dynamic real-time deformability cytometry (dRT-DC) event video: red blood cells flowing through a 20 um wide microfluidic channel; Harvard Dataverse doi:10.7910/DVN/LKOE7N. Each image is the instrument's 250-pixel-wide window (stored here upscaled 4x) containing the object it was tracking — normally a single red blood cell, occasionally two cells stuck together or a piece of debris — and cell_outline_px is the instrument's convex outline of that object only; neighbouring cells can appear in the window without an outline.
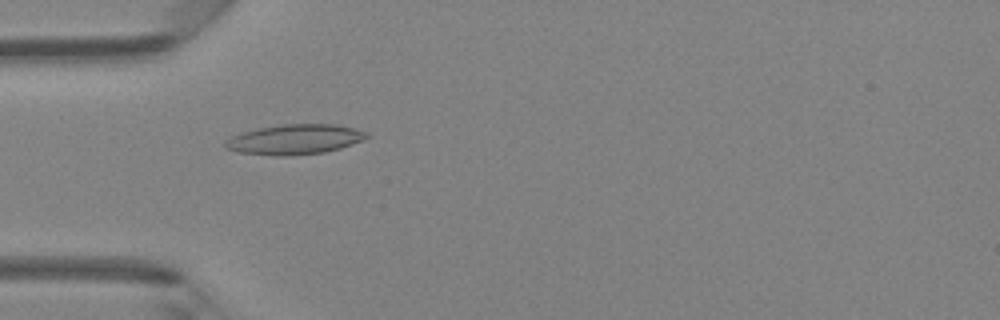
{"species": "Egyptian fruit bat (a non-hibernating species)", "species_latin": "Rousettus aegyptiacus", "temperature_condition": "room temperature", "stored_images_in_passage": 40, "camera_frame_rate_fps": 3000, "um_per_image_px": 0.085, "animal": {"sex": "female"}, "frame": {"image": 1, "passage_image": 8, "time_ms": 2.333, "image_size_px": [1000, 320], "cell_outline_px": [[368, 136], [364, 140], [340, 148], [324, 152], [288, 156], [276, 156], [240, 152], [224, 148], [224, 140], [240, 132], [280, 124], [336, 124], [368, 132]], "centroid_in_image_um": [25.03, 11.85], "position_along_channel_um": 60.0, "area_um2": 24.8}}
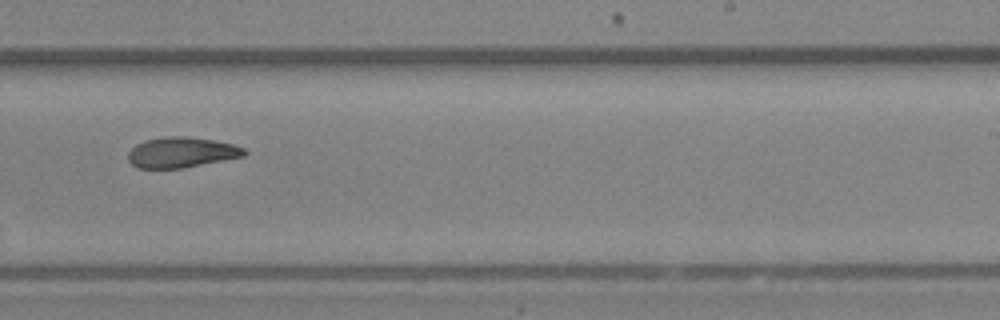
{"frame": {"image": 2, "passage_image": 23, "time_ms": 7.333, "image_size_px": [1000, 320], "cell_outline_px": [[248, 152], [244, 156], [184, 168], [136, 168], [128, 160], [128, 152], [136, 144], [144, 140], [168, 136], [184, 136], [212, 140], [232, 144], [244, 148]], "centroid_in_image_um": [15.41, 12.96], "position_along_channel_um": 273.6, "area_um2": 20.58}}
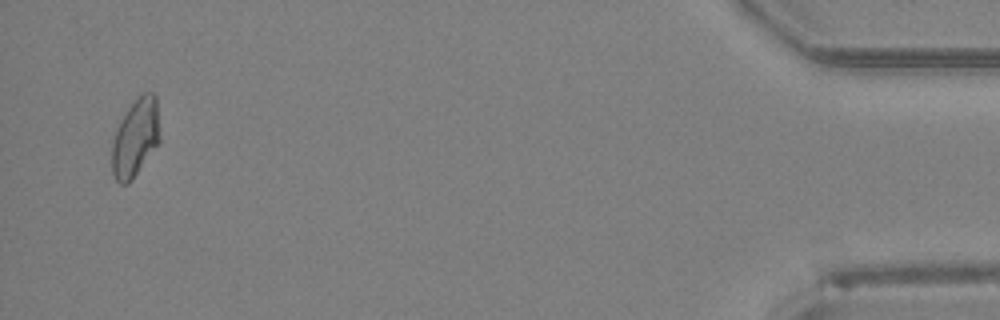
{"frame": {"image": 3, "passage_image": 39, "time_ms": 12.667, "image_size_px": [1000, 320], "cell_outline_px": [[160, 140], [132, 180], [128, 184], [120, 184], [116, 180], [112, 172], [112, 144], [116, 128], [120, 120], [128, 108], [140, 92], [152, 92], [156, 96], [160, 136]], "centroid_in_image_um": [11.5, 11.68], "position_along_channel_um": 423.7, "area_um2": 21.79}, "authors_computed_cell_mechanics": {"area_um2": 21.3282, "velocity_mm_per_s": 4.3505, "shape_relaxation_time_tau1_ms": null, "shape_relaxation_time_tau2_ms": 9.6514, "deformation_change_tau1": null, "deformation_change_tau2": 0.1798}}